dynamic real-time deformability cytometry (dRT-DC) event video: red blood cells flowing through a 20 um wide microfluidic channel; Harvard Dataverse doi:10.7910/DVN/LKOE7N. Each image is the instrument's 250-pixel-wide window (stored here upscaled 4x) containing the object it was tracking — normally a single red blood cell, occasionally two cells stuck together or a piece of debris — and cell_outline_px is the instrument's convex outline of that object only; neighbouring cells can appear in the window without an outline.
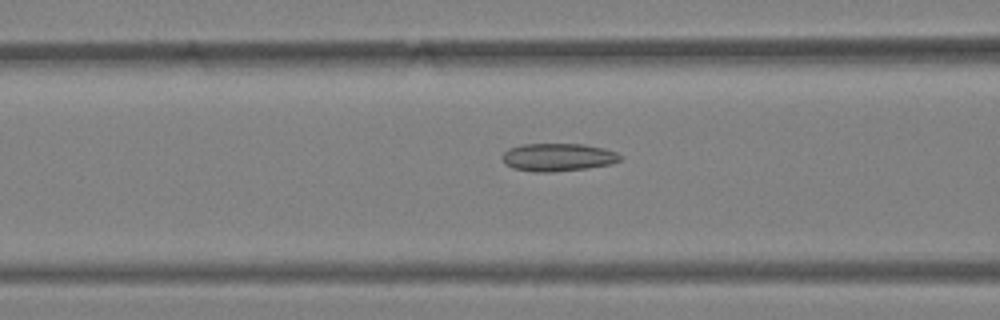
{"species": "Egyptian fruit bat (a non-hibernating species)", "species_latin": "Rousettus aegyptiacus", "temperature_condition": "warm", "stored_images_in_passage": 44, "camera_frame_rate_fps": 3000, "um_per_image_px": 0.085, "animal": {"sex": "female"}, "frame": {"image": 1, "passage_image": 13, "time_ms": 4.0, "image_size_px": [1000, 320], "cell_outline_px": [[620, 160], [612, 164], [588, 168], [552, 172], [532, 172], [512, 168], [504, 164], [504, 152], [508, 148], [520, 144], [584, 144], [604, 148], [616, 152], [620, 156]], "centroid_in_image_um": [47.41, 13.37], "position_along_channel_um": 119.2, "area_um2": 19.25}}
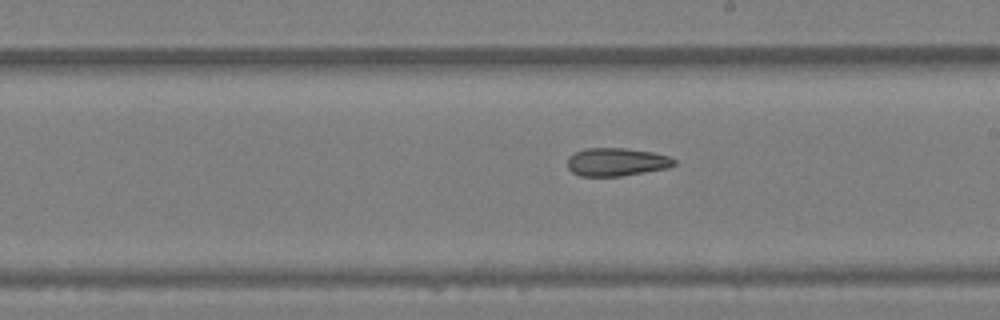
{"frame": {"image": 2, "passage_image": 22, "time_ms": 7.0, "image_size_px": [1000, 320], "cell_outline_px": [[676, 164], [668, 168], [620, 176], [580, 176], [572, 172], [568, 168], [568, 156], [576, 152], [588, 148], [624, 148], [652, 152], [668, 156], [676, 160]], "centroid_in_image_um": [52.4, 13.77], "position_along_channel_um": 236.6, "area_um2": 17.4}}
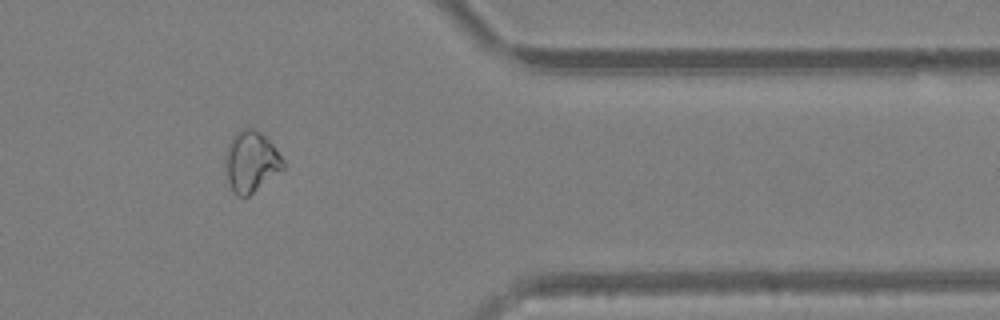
{"frame": {"image": 3, "passage_image": 35, "time_ms": 11.333, "image_size_px": [1000, 320], "cell_outline_px": [[284, 168], [248, 196], [236, 196], [232, 192], [224, 168], [224, 156], [228, 144], [232, 136], [240, 128], [252, 128], [260, 132], [272, 144], [284, 160]], "centroid_in_image_um": [21.29, 13.73], "position_along_channel_um": 390.1, "area_um2": 20.58}}